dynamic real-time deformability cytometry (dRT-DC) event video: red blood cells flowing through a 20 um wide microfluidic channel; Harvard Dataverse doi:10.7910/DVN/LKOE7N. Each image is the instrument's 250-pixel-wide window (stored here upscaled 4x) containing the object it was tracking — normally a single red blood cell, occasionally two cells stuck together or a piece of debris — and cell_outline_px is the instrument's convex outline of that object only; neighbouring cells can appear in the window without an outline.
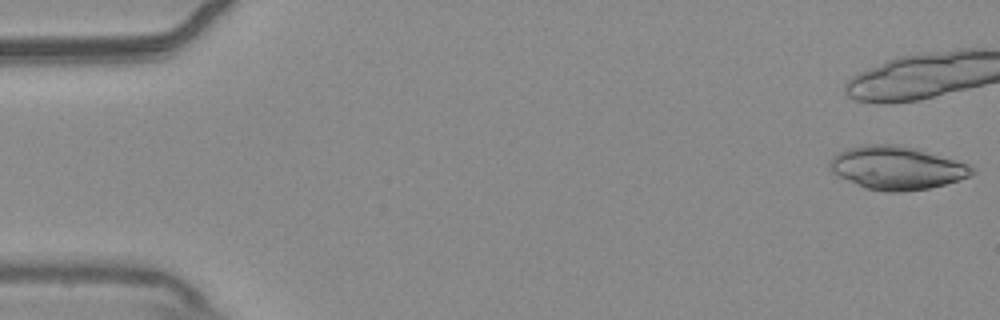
{"species": "common noctule bat (a hibernating species)", "species_latin": "Nyctalus noctula", "temperature_condition": "warm", "stored_images_in_passage": 10, "camera_frame_rate_fps": 3000, "um_per_image_px": 0.085, "animal": {"sex": "male", "body_mass_g": 20.4}, "frame": {"image": 1, "passage_image": 1, "time_ms": 0.0, "image_size_px": [1000, 320], "cell_outline_px": [[976, 172], [968, 176], [944, 184], [928, 188], [900, 192], [888, 192], [864, 188], [832, 172], [828, 168], [828, 160], [832, 156], [848, 148], [864, 144], [892, 144], [916, 148], [968, 164], [976, 168]], "centroid_in_image_um": [76.19, 14.26], "position_along_channel_um": 8.8, "area_um2": 35.66}}